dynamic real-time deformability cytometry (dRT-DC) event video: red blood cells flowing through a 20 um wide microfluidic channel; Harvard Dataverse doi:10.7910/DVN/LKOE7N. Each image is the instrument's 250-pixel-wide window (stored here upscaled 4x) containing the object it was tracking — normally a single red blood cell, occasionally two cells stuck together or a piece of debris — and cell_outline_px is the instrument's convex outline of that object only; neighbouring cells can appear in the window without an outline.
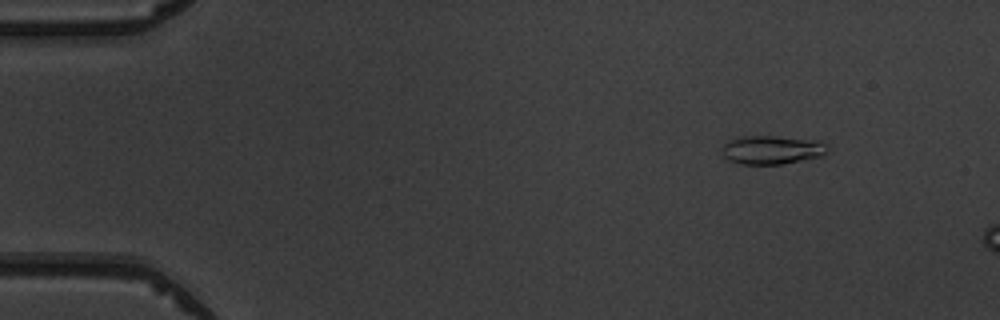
{"species": "common noctule bat (a hibernating species)", "species_latin": "Nyctalus noctula", "temperature_condition": "warm", "stored_images_in_passage": 3, "camera_frame_rate_fps": 3000, "um_per_image_px": 0.085, "animal": {"sex": "male", "body_mass_g": 19.5, "forearm_length_mm": 54.6}, "frame": {"image": 1, "passage_image": 1, "time_ms": 0.0, "image_size_px": [1000, 320], "cell_outline_px": [[824, 152], [820, 156], [780, 164], [740, 164], [728, 160], [724, 156], [724, 144], [728, 140], [740, 136], [772, 136], [820, 140], [824, 144]], "centroid_in_image_um": [65.55, 12.73], "position_along_channel_um": 19.5, "area_um2": 17.22}}